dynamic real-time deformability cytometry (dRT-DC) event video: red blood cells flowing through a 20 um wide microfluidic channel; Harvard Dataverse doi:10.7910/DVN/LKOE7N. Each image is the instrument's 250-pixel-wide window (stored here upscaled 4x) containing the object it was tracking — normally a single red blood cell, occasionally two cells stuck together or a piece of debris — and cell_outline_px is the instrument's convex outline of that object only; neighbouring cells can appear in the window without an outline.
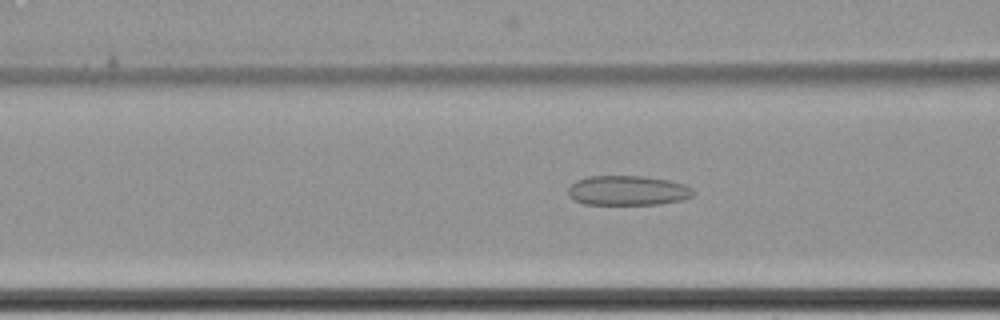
{"species": "common noctule bat (a hibernating species)", "species_latin": "Nyctalus noctula", "temperature_condition": "cold", "stored_images_in_passage": 63, "camera_frame_rate_fps": 3000, "um_per_image_px": 0.085, "animal": {"sex": "female", "body_mass_g": 22.7, "forearm_length_mm": 54.2}, "frame": {"image": 1, "passage_image": 28, "time_ms": 9.0, "image_size_px": [1000, 320], "cell_outline_px": [[696, 192], [692, 196], [684, 200], [660, 204], [584, 204], [572, 200], [568, 196], [568, 188], [576, 180], [588, 176], [644, 176], [668, 180], [684, 184], [692, 188]], "centroid_in_image_um": [53.36, 16.2], "position_along_channel_um": 113.2, "area_um2": 21.91}}
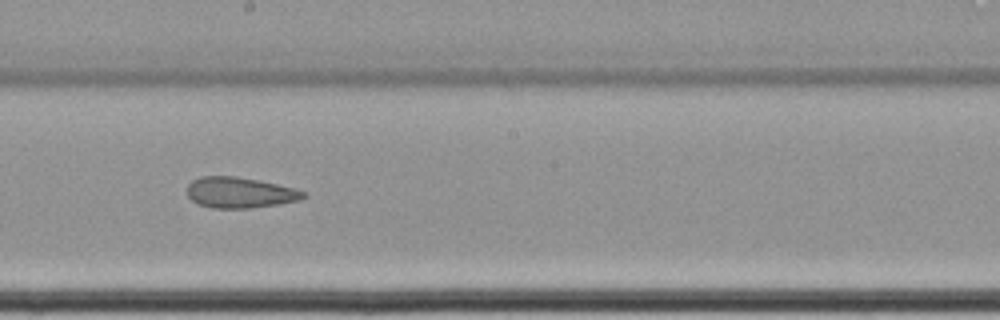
{"frame": {"image": 2, "passage_image": 38, "time_ms": 12.333, "image_size_px": [1000, 320], "cell_outline_px": [[308, 196], [300, 200], [280, 204], [252, 208], [212, 208], [200, 204], [192, 200], [188, 196], [188, 184], [192, 180], [200, 176], [236, 176], [296, 188], [308, 192]], "centroid_in_image_um": [20.44, 16.37], "position_along_channel_um": 227.8, "area_um2": 20.98}}
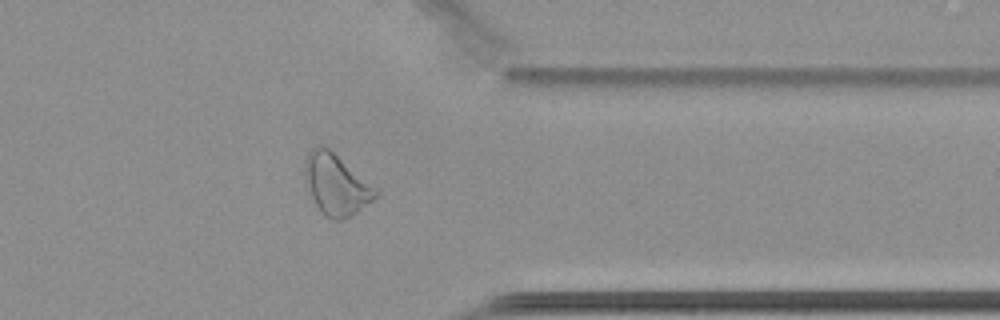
{"frame": {"image": 3, "passage_image": 52, "time_ms": 17.0, "image_size_px": [1000, 320], "cell_outline_px": [[380, 196], [356, 212], [340, 220], [332, 220], [324, 216], [320, 212], [312, 196], [304, 176], [304, 160], [308, 152], [316, 144], [320, 144], [328, 148], [380, 192]], "centroid_in_image_um": [28.55, 15.68], "position_along_channel_um": 382.8, "area_um2": 24.85}, "authors_computed_cell_mechanics": {"area_um2": 26.0678, "velocity_mm_per_s": 3.4385, "shape_relaxation_time_tau1_ms": null, "shape_relaxation_time_tau2_ms": 3.2946, "deformation_change_tau1": null, "deformation_change_tau2": 0.1149}}